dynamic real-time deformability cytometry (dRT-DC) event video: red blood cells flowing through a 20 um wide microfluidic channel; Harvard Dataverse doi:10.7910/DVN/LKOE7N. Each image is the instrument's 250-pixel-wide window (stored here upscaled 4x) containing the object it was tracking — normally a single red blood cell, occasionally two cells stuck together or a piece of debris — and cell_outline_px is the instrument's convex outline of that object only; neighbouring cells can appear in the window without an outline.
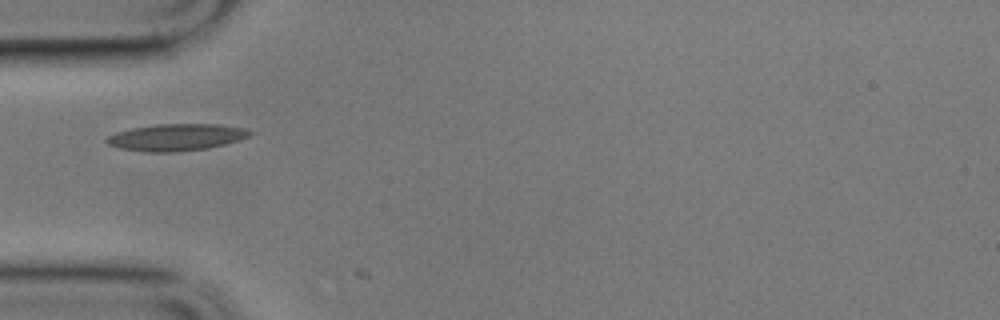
{"species": "common noctule bat (a hibernating species)", "species_latin": "Nyctalus noctula", "temperature_condition": "cold", "stored_images_in_passage": 2, "camera_frame_rate_fps": 3000, "um_per_image_px": 0.085, "animal": {"sex": "male", "body_mass_g": 17.9}, "frame": {"image": 1, "passage_image": 1, "time_ms": 0.0, "image_size_px": [1000, 320], "cell_outline_px": [[256, 132], [248, 136], [224, 144], [208, 148], [176, 152], [148, 152], [120, 148], [108, 144], [104, 140], [108, 136], [116, 132], [132, 128], [156, 124], [220, 124], [248, 128]], "centroid_in_image_um": [15.01, 11.66], "position_along_channel_um": 70.0, "area_um2": 22.48}}